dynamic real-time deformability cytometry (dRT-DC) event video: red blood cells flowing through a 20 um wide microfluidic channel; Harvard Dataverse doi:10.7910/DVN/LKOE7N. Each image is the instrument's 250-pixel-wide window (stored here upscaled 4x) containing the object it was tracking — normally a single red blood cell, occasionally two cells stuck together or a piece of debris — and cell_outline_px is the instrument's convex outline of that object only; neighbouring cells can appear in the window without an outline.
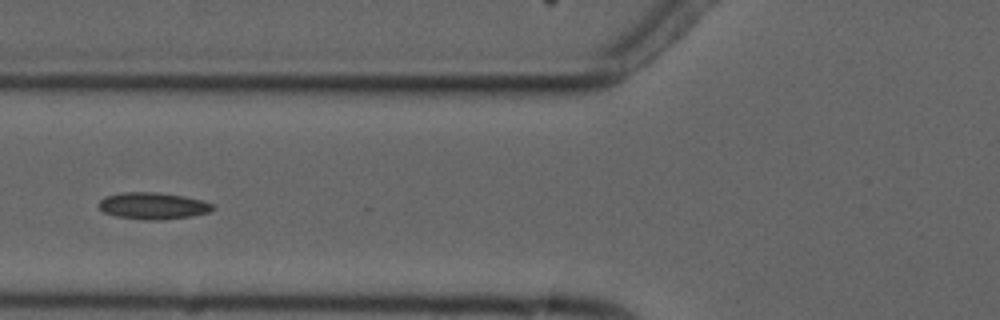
{"species": "common noctule bat (a hibernating species)", "species_latin": "Nyctalus noctula", "temperature_condition": "cold", "stored_images_in_passage": 5, "camera_frame_rate_fps": 3000, "um_per_image_px": 0.085, "animal": {"sex": "male", "forearm_length_mm": 52.5}, "frame": {"image": 1, "passage_image": 5, "time_ms": 4.667, "image_size_px": [1000, 320], "cell_outline_px": [[216, 208], [208, 212], [192, 216], [156, 220], [148, 220], [116, 216], [104, 212], [96, 204], [104, 196], [124, 192], [156, 192], [184, 196], [200, 200], [212, 204]], "centroid_in_image_um": [12.97, 17.49], "position_along_channel_um": 112.8, "area_um2": 17.69}}